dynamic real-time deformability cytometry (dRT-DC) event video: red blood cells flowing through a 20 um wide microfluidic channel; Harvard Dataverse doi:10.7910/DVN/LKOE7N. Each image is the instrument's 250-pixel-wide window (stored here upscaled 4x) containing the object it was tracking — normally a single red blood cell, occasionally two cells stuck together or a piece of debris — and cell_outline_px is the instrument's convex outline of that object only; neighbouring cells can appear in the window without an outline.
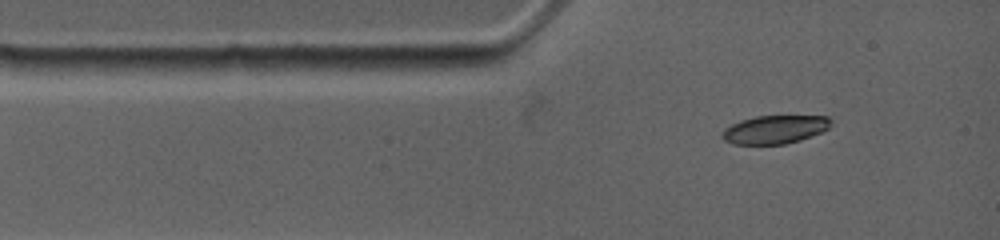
{"species": "common noctule bat (a hibernating species)", "species_latin": "Nyctalus noctula", "temperature_condition": "warm", "stored_images_in_passage": 27, "camera_frame_rate_fps": 4500, "um_per_image_px": 0.085, "animal": {"sex": "female", "body_mass_g": 19.0, "forearm_length_mm": 53.3}, "frame": {"image": 1, "passage_image": 1, "time_ms": 0.0, "image_size_px": [1000, 240], "cell_outline_px": [[832, 120], [828, 128], [820, 132], [800, 140], [784, 144], [732, 144], [724, 140], [720, 136], [720, 132], [724, 128], [740, 120], [756, 116], [828, 116]], "centroid_in_image_um": [65.8, 11.0], "position_along_channel_um": 19.2, "area_um2": 17.98}}
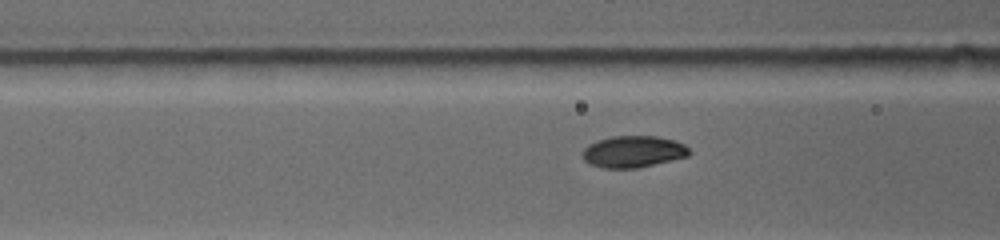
{"frame": {"image": 2, "passage_image": 15, "time_ms": 2.889, "image_size_px": [1000, 240], "cell_outline_px": [[692, 152], [688, 156], [636, 168], [600, 168], [588, 164], [580, 156], [580, 152], [588, 144], [596, 140], [612, 136], [656, 136], [676, 140], [684, 144]], "centroid_in_image_um": [53.76, 12.88], "position_along_channel_um": 112.8, "area_um2": 20.0}}
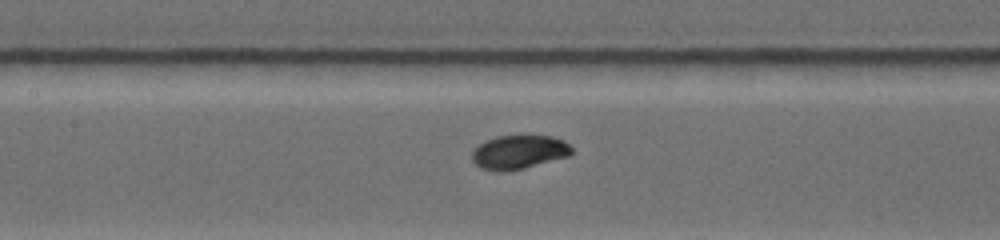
{"frame": {"image": 3, "passage_image": 23, "time_ms": 4.222, "image_size_px": [1000, 240], "cell_outline_px": [[572, 152], [568, 156], [524, 168], [504, 172], [496, 172], [480, 168], [472, 160], [472, 148], [484, 140], [496, 136], [552, 136], [564, 140], [572, 148]], "centroid_in_image_um": [44.05, 12.93], "position_along_channel_um": 163.4, "area_um2": 19.83}}